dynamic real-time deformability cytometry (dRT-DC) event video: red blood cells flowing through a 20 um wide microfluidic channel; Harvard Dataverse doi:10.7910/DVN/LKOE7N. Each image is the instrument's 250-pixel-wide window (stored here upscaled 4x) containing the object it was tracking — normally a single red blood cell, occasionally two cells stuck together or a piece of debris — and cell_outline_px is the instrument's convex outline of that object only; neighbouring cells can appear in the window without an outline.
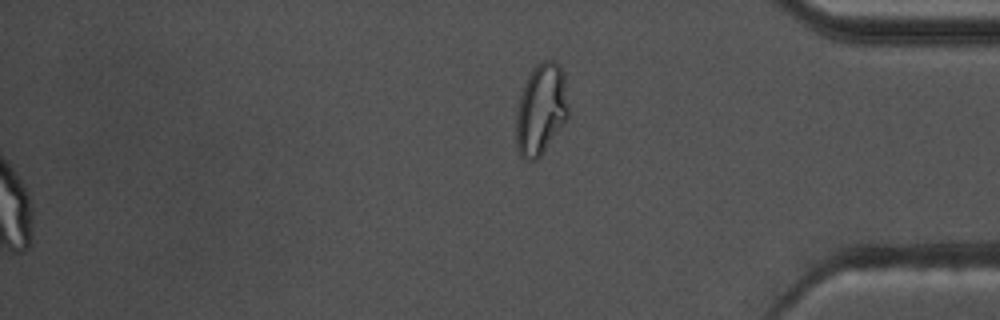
{"species": "common noctule bat (a hibernating species)", "species_latin": "Nyctalus noctula", "temperature_condition": "warm", "stored_images_in_passage": 45, "segment_of_instrument_passage": [2, 2], "camera_frame_rate_fps": 3000, "um_per_image_px": 0.085, "animal": {"sex": "male", "body_mass_g": 17.5, "forearm_length_mm": 52.3}, "frame": {"image": 1, "passage_image": 45, "time_ms": 14.667, "image_size_px": [1000, 320], "cell_outline_px": [[568, 116], [564, 124], [540, 156], [536, 160], [528, 160], [520, 156], [516, 144], [516, 112], [520, 96], [528, 76], [532, 68], [536, 64], [544, 60], [552, 60], [560, 68], [564, 76], [568, 108]], "centroid_in_image_um": [45.97, 9.31], "position_along_channel_um": 389.2, "area_um2": 27.57}}